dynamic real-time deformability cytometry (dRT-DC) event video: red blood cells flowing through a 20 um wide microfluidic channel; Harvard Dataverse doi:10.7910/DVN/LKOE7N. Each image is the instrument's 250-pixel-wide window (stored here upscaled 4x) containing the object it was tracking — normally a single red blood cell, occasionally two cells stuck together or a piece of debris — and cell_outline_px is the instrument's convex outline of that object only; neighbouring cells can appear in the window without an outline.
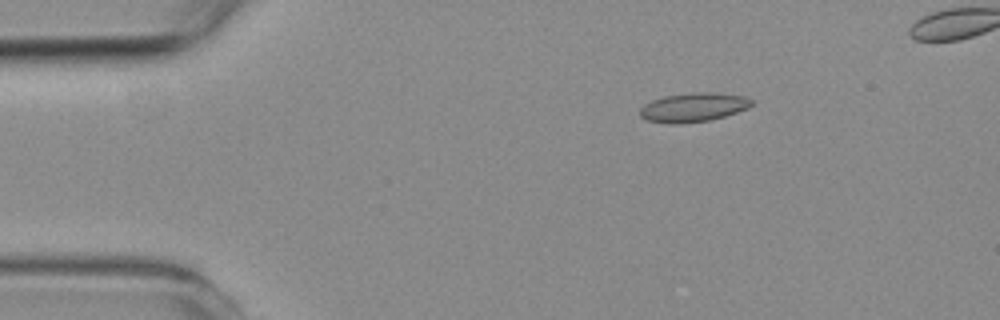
{"species": "common noctule bat (a hibernating species)", "species_latin": "Nyctalus noctula", "temperature_condition": "room temperature", "stored_images_in_passage": 20, "camera_frame_rate_fps": 3000, "um_per_image_px": 0.085, "animal": {"sex": "female", "body_mass_g": 19.3, "forearm_length_mm": 54.1}, "frame": {"image": 1, "passage_image": 9, "time_ms": 2.667, "image_size_px": [1000, 320], "cell_outline_px": [[752, 104], [748, 108], [712, 120], [680, 124], [668, 124], [648, 120], [640, 116], [640, 108], [644, 104], [652, 100], [664, 96], [692, 92], [712, 92], [744, 96], [752, 100]], "centroid_in_image_um": [58.92, 9.12], "position_along_channel_um": 26.1, "area_um2": 18.96}}
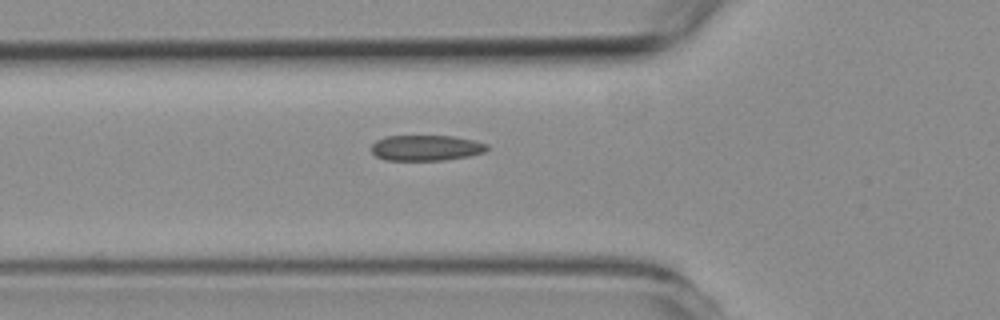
{"frame": {"image": 2, "passage_image": 19, "time_ms": 6.0, "image_size_px": [1000, 320], "cell_outline_px": [[488, 148], [484, 152], [468, 156], [444, 160], [384, 160], [376, 156], [372, 152], [372, 144], [376, 140], [384, 136], [452, 136], [476, 140], [488, 144]], "centroid_in_image_um": [36.21, 12.56], "position_along_channel_um": 89.6, "area_um2": 17.34}}